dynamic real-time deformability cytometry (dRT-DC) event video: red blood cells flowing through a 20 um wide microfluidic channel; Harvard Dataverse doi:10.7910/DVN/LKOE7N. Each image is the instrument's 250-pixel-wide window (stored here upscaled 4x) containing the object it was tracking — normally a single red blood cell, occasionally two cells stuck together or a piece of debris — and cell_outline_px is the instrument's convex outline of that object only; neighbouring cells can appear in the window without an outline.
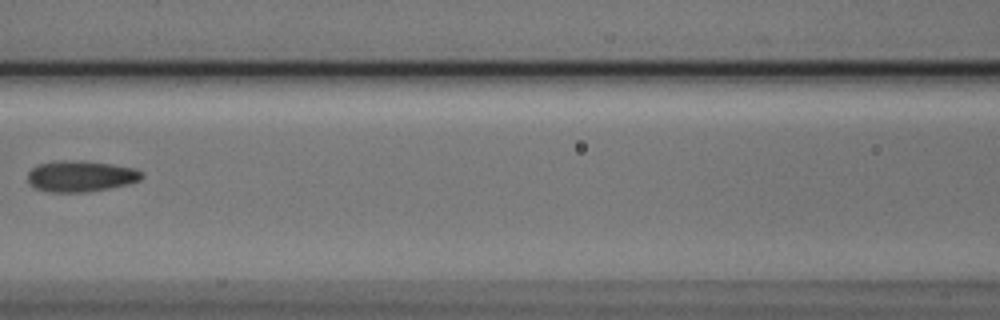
{"species": "Egyptian fruit bat (a non-hibernating species)", "species_latin": "Rousettus aegyptiacus", "temperature_condition": "cold", "stored_images_in_passage": 8, "camera_frame_rate_fps": 3000, "um_per_image_px": 0.085, "animal": {"sex": "male"}, "frame": {"image": 1, "passage_image": 7, "time_ms": 2.0, "image_size_px": [1000, 320], "cell_outline_px": [[144, 176], [140, 180], [108, 188], [84, 192], [52, 192], [32, 188], [28, 180], [28, 172], [32, 168], [40, 164], [64, 160], [84, 160], [112, 164], [136, 168]], "centroid_in_image_um": [6.84, 14.97], "position_along_channel_um": 159.8, "area_um2": 20.58}}
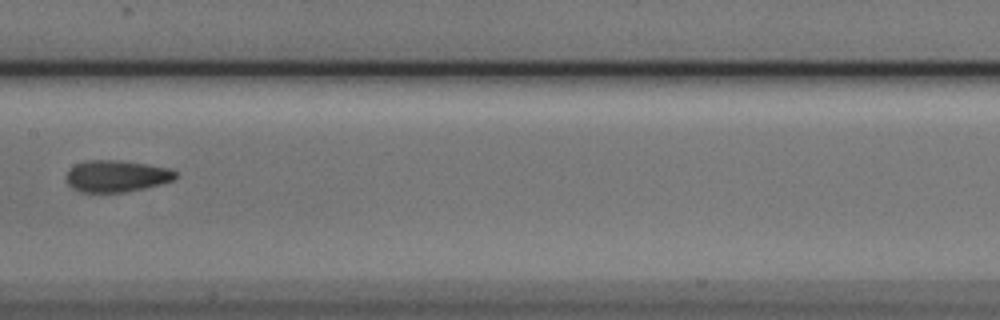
{"frame": {"image": 2, "passage_image": 8, "time_ms": 2.333, "image_size_px": [1000, 320], "cell_outline_px": [[176, 176], [172, 180], [160, 184], [128, 192], [80, 192], [72, 188], [68, 184], [64, 176], [68, 168], [76, 164], [88, 160], [120, 160], [172, 168], [176, 172]], "centroid_in_image_um": [9.86, 14.96], "position_along_channel_um": 197.5, "area_um2": 20.4}}